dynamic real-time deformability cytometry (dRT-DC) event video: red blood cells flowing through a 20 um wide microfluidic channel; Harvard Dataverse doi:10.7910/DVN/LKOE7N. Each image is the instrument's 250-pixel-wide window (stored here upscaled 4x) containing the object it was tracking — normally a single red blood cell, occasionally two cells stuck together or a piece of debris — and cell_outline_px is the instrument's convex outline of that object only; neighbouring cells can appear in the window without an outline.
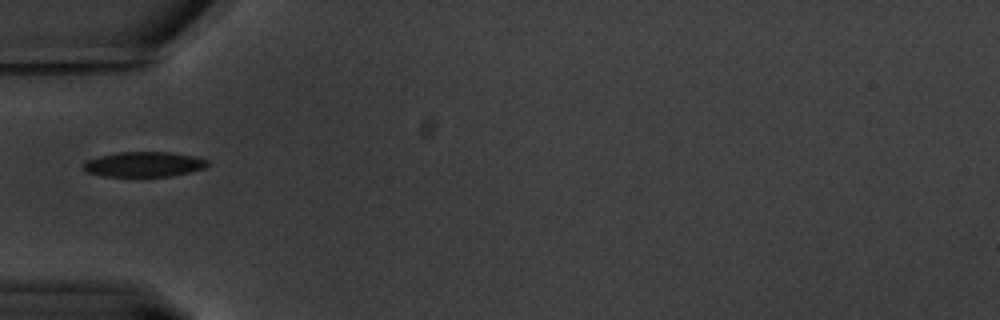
{"species": "common noctule bat (a hibernating species)", "species_latin": "Nyctalus noctula", "temperature_condition": "warm", "stored_images_in_passage": 42, "camera_frame_rate_fps": 3000, "um_per_image_px": 0.085, "animal": {"sex": "male", "body_mass_g": 20.1, "forearm_length_mm": 53.5}, "frame": {"image": 1, "passage_image": 1, "time_ms": 0.0, "image_size_px": [1000, 320], "cell_outline_px": [[208, 164], [204, 168], [172, 176], [104, 176], [88, 172], [84, 168], [84, 164], [88, 160], [100, 156], [120, 152], [172, 152], [196, 156], [208, 160]], "centroid_in_image_um": [12.28, 13.96], "position_along_channel_um": 72.7, "area_um2": 17.92}}
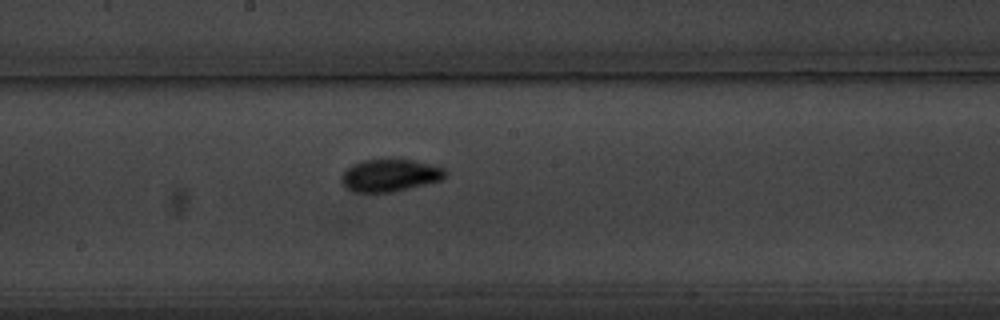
{"frame": {"image": 2, "passage_image": 14, "time_ms": 4.333, "image_size_px": [1000, 320], "cell_outline_px": [[448, 176], [444, 180], [392, 192], [356, 192], [348, 188], [344, 184], [340, 176], [352, 164], [360, 160], [412, 160], [444, 168], [448, 172]], "centroid_in_image_um": [33.2, 14.91], "position_along_channel_um": 215.0, "area_um2": 19.48}}
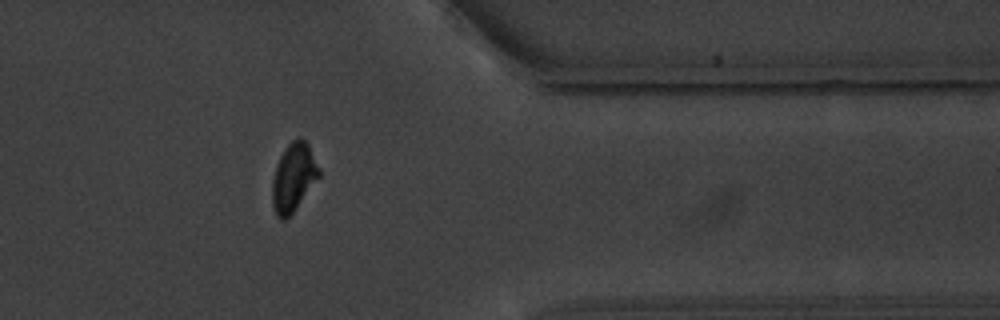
{"frame": {"image": 3, "passage_image": 31, "time_ms": 10.0, "image_size_px": [1000, 320], "cell_outline_px": [[320, 176], [296, 208], [284, 220], [280, 220], [276, 216], [272, 204], [272, 180], [280, 156], [288, 144], [292, 140], [300, 136], [308, 144], [320, 168]], "centroid_in_image_um": [24.95, 15.07], "position_along_channel_um": 386.5, "area_um2": 18.5}, "authors_computed_cell_mechanics": {"area_um2": 18.5249, "velocity_mm_per_s": 3.2598, "shape_relaxation_time_tau1_ms": 2.7508, "shape_relaxation_time_tau2_ms": 1.5276, "deformation_change_tau1": 0.1351, "deformation_change_tau2": 0.0526}}